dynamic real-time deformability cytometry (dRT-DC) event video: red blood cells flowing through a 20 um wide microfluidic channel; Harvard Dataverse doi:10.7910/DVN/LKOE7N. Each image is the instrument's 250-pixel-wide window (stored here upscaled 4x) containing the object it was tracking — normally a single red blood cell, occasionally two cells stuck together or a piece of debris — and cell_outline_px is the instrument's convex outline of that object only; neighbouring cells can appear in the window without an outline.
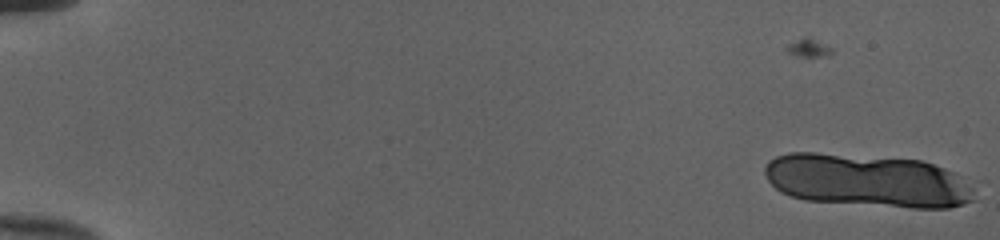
{"species": "human", "species_latin": "Homo sapiens", "temperature_condition": "cold", "stored_images_in_passage": 4, "camera_frame_rate_fps": 3000, "um_per_image_px": 0.085, "donor": {"sex": "female"}, "frame": {"image": 1, "passage_image": 4, "time_ms": 1.0, "image_size_px": [1000, 240], "cell_outline_px": [[976, 200], [964, 204], [948, 208], [912, 208], [804, 200], [780, 192], [768, 180], [764, 172], [764, 168], [768, 160], [776, 156], [788, 152], [816, 152], [920, 160], [944, 168], [952, 172], [972, 188]], "centroid_in_image_um": [73.67, 15.35], "position_along_channel_um": 11.3, "area_um2": 64.74}}